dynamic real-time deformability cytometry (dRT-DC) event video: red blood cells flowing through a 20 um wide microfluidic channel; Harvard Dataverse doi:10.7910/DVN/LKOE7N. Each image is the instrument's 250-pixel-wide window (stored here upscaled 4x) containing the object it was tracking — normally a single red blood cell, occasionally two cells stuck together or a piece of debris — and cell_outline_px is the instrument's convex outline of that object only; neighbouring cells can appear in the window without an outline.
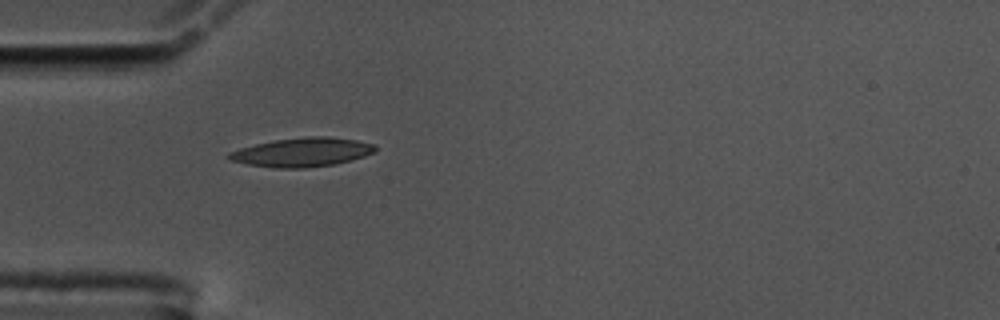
{"species": "common noctule bat (a hibernating species)", "species_latin": "Nyctalus noctula", "temperature_condition": "cold", "stored_images_in_passage": 38, "camera_frame_rate_fps": 3000, "um_per_image_px": 0.085, "animal": {"sex": "male", "body_mass_g": 17.5, "forearm_length_mm": 52.3}, "frame": {"image": 1, "passage_image": 1, "time_ms": 0.0, "image_size_px": [1000, 320], "cell_outline_px": [[376, 152], [364, 156], [336, 164], [304, 168], [276, 168], [248, 164], [228, 160], [228, 152], [240, 148], [256, 144], [276, 140], [308, 136], [328, 136], [356, 140], [376, 144]], "centroid_in_image_um": [25.7, 12.94], "position_along_channel_um": 59.3, "area_um2": 24.68}}
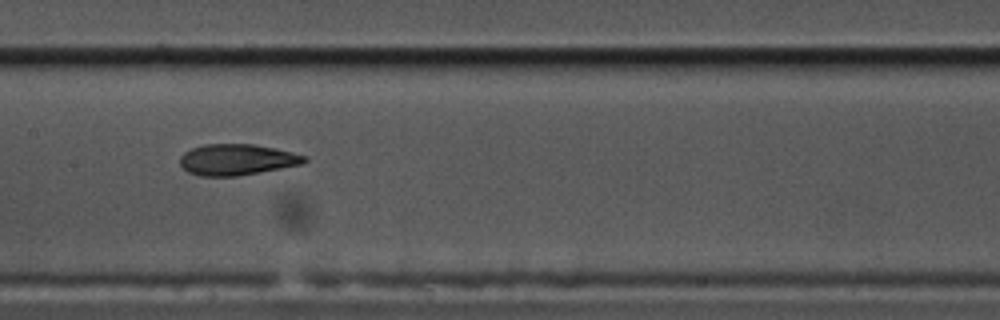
{"frame": {"image": 2, "passage_image": 12, "time_ms": 3.667, "image_size_px": [1000, 320], "cell_outline_px": [[308, 160], [300, 164], [280, 168], [236, 176], [200, 176], [188, 172], [180, 164], [180, 156], [184, 152], [192, 148], [204, 144], [256, 144], [276, 148], [308, 156]], "centroid_in_image_um": [20.13, 13.55], "position_along_channel_um": 187.3, "area_um2": 22.48}}
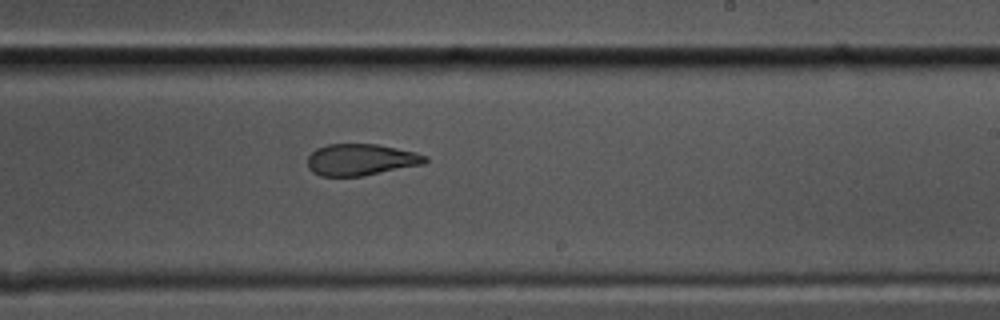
{"frame": {"image": 3, "passage_image": 18, "time_ms": 5.667, "image_size_px": [1000, 320], "cell_outline_px": [[428, 160], [424, 164], [360, 176], [320, 176], [312, 172], [308, 168], [308, 156], [316, 148], [328, 144], [376, 144], [416, 152], [428, 156]], "centroid_in_image_um": [30.67, 13.57], "position_along_channel_um": 258.3, "area_um2": 21.62}, "authors_computed_cell_mechanics": {"area_um2": 22.8599, "velocity_mm_per_s": 3.5622, "shape_relaxation_time_tau1_ms": 9.4092, "shape_relaxation_time_tau2_ms": 2.7435, "deformation_change_tau1": 0.2509, "deformation_change_tau2": 0.1008}}